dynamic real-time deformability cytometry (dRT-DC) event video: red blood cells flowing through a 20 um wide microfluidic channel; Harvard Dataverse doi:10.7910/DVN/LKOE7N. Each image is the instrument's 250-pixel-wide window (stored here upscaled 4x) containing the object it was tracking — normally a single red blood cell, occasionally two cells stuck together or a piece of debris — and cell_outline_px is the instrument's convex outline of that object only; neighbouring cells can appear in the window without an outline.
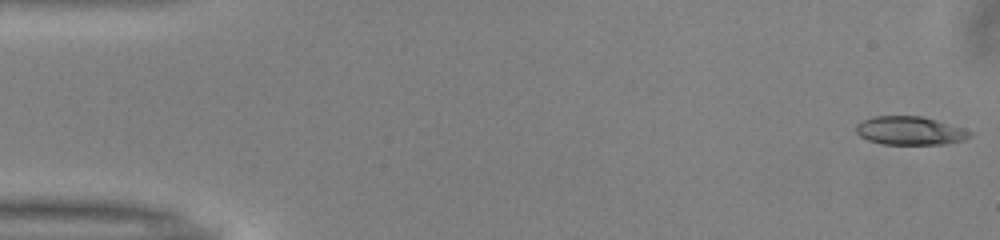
{"species": "common noctule bat (a hibernating species)", "species_latin": "Nyctalus noctula", "temperature_condition": "warm", "stored_images_in_passage": 51, "camera_frame_rate_fps": 3000, "um_per_image_px": 0.085, "animal": {"sex": "male", "body_mass_g": 13.0, "forearm_length_mm": 53.1}, "frame": {"image": 1, "passage_image": 1, "time_ms": 0.0, "image_size_px": [1000, 240], "cell_outline_px": [[972, 136], [964, 140], [944, 144], [880, 144], [868, 140], [860, 136], [856, 132], [856, 124], [872, 116], [920, 116], [936, 120], [972, 132]], "centroid_in_image_um": [77.31, 11.11], "position_along_channel_um": 7.7, "area_um2": 18.73}}
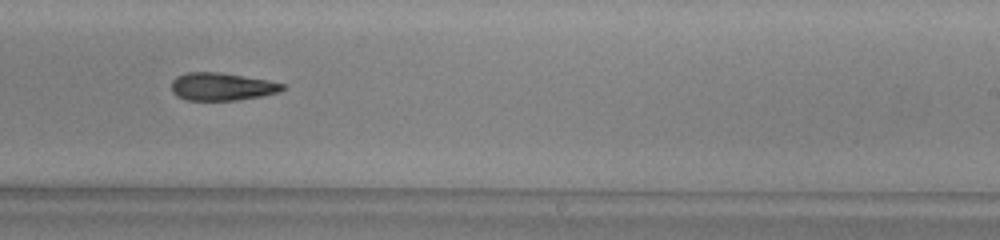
{"frame": {"image": 2, "passage_image": 31, "time_ms": 10.0, "image_size_px": [1000, 240], "cell_outline_px": [[288, 88], [280, 92], [260, 96], [236, 100], [184, 100], [176, 96], [172, 92], [172, 80], [176, 76], [184, 72], [220, 72], [268, 80], [284, 84]], "centroid_in_image_um": [18.85, 7.36], "position_along_channel_um": 270.2, "area_um2": 18.15}}
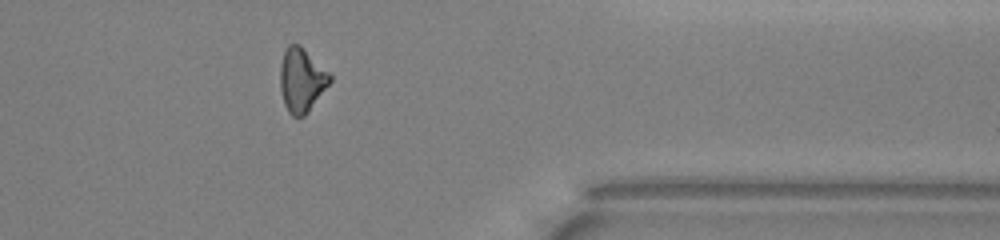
{"frame": {"image": 3, "passage_image": 41, "time_ms": 13.333, "image_size_px": [1000, 240], "cell_outline_px": [[332, 80], [308, 112], [304, 116], [292, 116], [288, 112], [284, 104], [280, 88], [280, 64], [284, 52], [288, 44], [300, 44], [332, 76]], "centroid_in_image_um": [25.62, 6.8], "position_along_channel_um": 385.8, "area_um2": 18.44}, "authors_computed_cell_mechanics": {"area_um2": 18.785, "velocity_mm_per_s": 4.016, "shape_relaxation_time_tau1_ms": 6.6876, "shape_relaxation_time_tau2_ms": null, "deformation_change_tau1": 0.1758, "deformation_change_tau2": null}}